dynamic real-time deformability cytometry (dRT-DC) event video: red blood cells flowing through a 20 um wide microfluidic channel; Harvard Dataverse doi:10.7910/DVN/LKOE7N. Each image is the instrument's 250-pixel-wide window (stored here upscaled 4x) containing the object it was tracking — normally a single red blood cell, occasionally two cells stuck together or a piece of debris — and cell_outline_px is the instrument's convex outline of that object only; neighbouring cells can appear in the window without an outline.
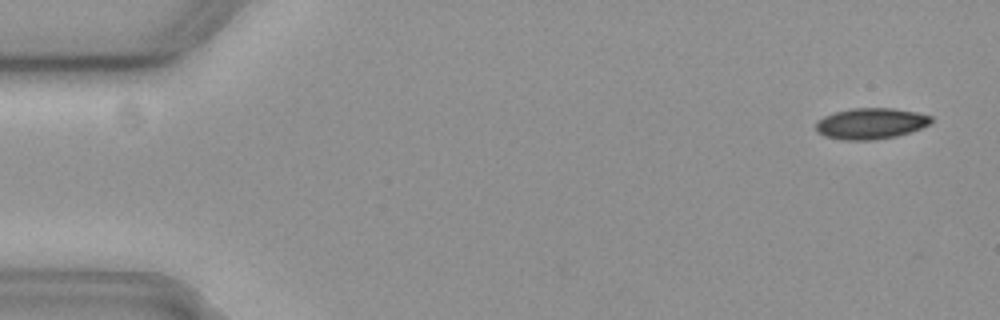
{"species": "common noctule bat (a hibernating species)", "species_latin": "Nyctalus noctula", "temperature_condition": "cold", "stored_images_in_passage": 57, "camera_frame_rate_fps": 3000, "um_per_image_px": 0.085, "animal": {"sex": "female", "body_mass_g": 19.3, "forearm_length_mm": 54.1}, "frame": {"image": 1, "passage_image": 3, "time_ms": 0.667, "image_size_px": [1000, 320], "cell_outline_px": [[932, 120], [928, 124], [920, 128], [896, 136], [876, 140], [844, 140], [824, 136], [816, 132], [816, 120], [824, 116], [836, 112], [852, 108], [892, 108], [916, 112], [932, 116]], "centroid_in_image_um": [73.97, 10.5], "position_along_channel_um": 11.0, "area_um2": 20.81}}
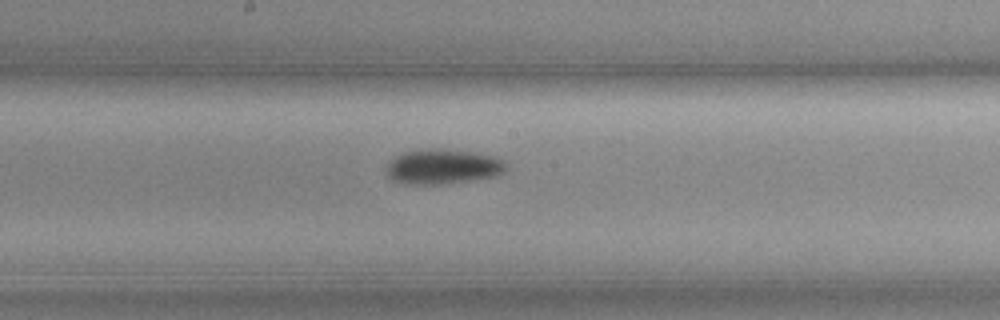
{"frame": {"image": 2, "passage_image": 30, "time_ms": 9.667, "image_size_px": [1000, 320], "cell_outline_px": [[508, 168], [504, 172], [496, 176], [444, 184], [408, 184], [392, 180], [384, 172], [388, 164], [396, 156], [404, 152], [436, 148], [468, 152], [492, 156], [504, 160]], "centroid_in_image_um": [37.63, 14.18], "position_along_channel_um": 210.6, "area_um2": 24.16}}
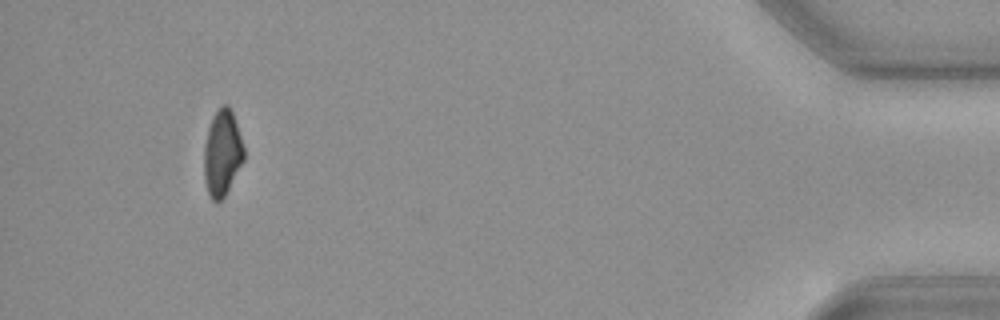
{"frame": {"image": 3, "passage_image": 53, "time_ms": 17.333, "image_size_px": [1000, 320], "cell_outline_px": [[244, 160], [224, 196], [216, 204], [212, 200], [208, 192], [204, 180], [204, 148], [208, 128], [216, 112], [224, 104], [228, 104], [232, 112], [244, 148]], "centroid_in_image_um": [18.88, 13.04], "position_along_channel_um": 416.3, "area_um2": 19.59}, "authors_computed_cell_mechanics": {"area_um2": 21.9062, "velocity_mm_per_s": 3.6695, "shape_relaxation_time_tau1_ms": 6.86, "shape_relaxation_time_tau2_ms": null, "deformation_change_tau1": 0.124, "deformation_change_tau2": null}}